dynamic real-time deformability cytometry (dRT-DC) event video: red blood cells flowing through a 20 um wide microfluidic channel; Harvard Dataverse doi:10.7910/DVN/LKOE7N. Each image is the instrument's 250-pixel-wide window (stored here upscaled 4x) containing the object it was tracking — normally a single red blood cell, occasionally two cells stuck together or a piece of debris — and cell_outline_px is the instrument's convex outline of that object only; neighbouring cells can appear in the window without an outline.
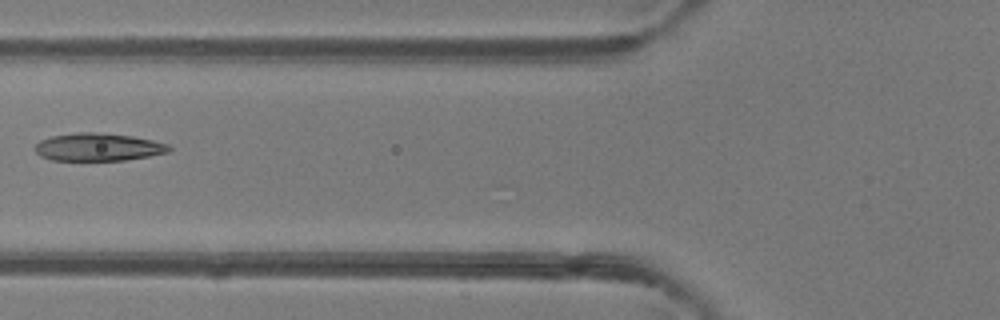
{"species": "common noctule bat (a hibernating species)", "species_latin": "Nyctalus noctula", "temperature_condition": "room temperature", "stored_images_in_passage": 5, "camera_frame_rate_fps": 3000, "um_per_image_px": 0.085, "animal": {"sex": "female"}, "frame": {"image": 1, "passage_image": 5, "time_ms": 4.333, "image_size_px": [1000, 320], "cell_outline_px": [[172, 148], [168, 152], [148, 156], [124, 160], [52, 160], [40, 156], [36, 152], [36, 144], [40, 140], [52, 136], [76, 132], [96, 132], [132, 136], [152, 140], [168, 144]], "centroid_in_image_um": [8.34, 12.49], "position_along_channel_um": 117.5, "area_um2": 21.56}}